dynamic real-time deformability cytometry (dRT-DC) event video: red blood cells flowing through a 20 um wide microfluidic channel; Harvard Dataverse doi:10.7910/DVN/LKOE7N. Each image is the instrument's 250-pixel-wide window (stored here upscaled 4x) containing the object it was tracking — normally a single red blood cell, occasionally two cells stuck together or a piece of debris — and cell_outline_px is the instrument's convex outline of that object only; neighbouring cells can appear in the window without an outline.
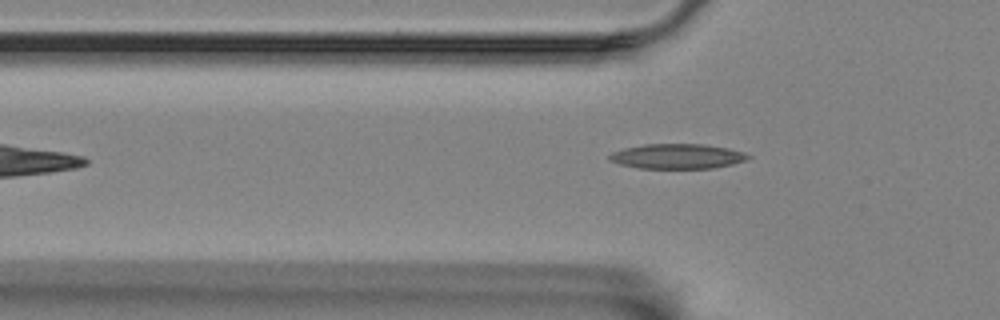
{"species": "Egyptian fruit bat (a non-hibernating species)", "species_latin": "Rousettus aegyptiacus", "temperature_condition": "room temperature", "stored_images_in_passage": 36, "camera_frame_rate_fps": 3000, "um_per_image_px": 0.085, "animal": {"sex": "female"}, "frame": {"image": 1, "passage_image": 2, "time_ms": 0.333, "image_size_px": [1000, 320], "cell_outline_px": [[752, 156], [748, 160], [732, 164], [712, 168], [640, 168], [620, 164], [608, 160], [608, 156], [612, 152], [624, 148], [644, 144], [704, 144], [728, 148], [744, 152]], "centroid_in_image_um": [57.58, 13.28], "position_along_channel_um": 68.2, "area_um2": 20.17}}
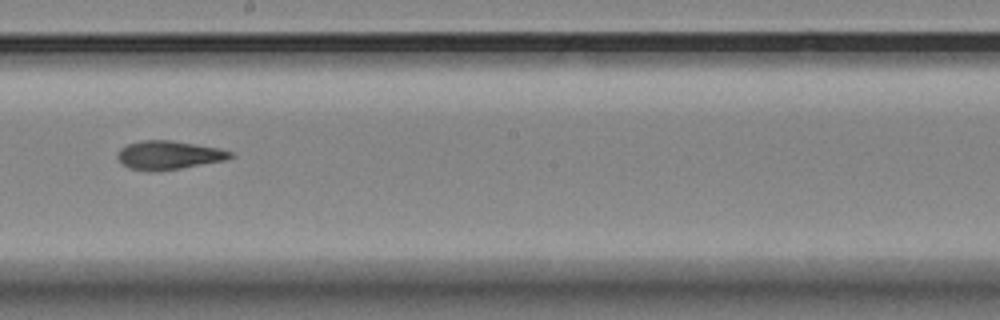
{"frame": {"image": 2, "passage_image": 16, "time_ms": 5.0, "image_size_px": [1000, 320], "cell_outline_px": [[236, 156], [224, 160], [180, 168], [152, 172], [148, 172], [128, 168], [116, 156], [120, 148], [128, 144], [144, 140], [172, 140], [220, 148], [232, 152]], "centroid_in_image_um": [14.34, 13.18], "position_along_channel_um": 233.9, "area_um2": 18.84}}
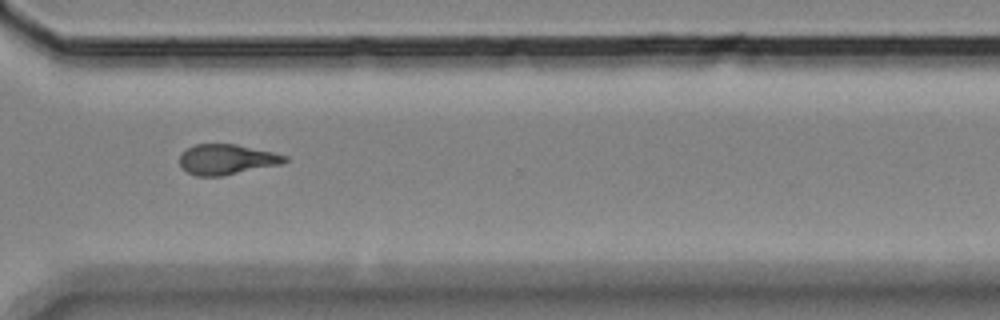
{"frame": {"image": 3, "passage_image": 26, "time_ms": 8.333, "image_size_px": [1000, 320], "cell_outline_px": [[288, 160], [280, 164], [220, 176], [196, 176], [188, 172], [180, 164], [180, 156], [188, 148], [196, 144], [236, 144], [272, 152], [288, 156]], "centroid_in_image_um": [19.27, 13.54], "position_along_channel_um": 351.3, "area_um2": 18.21}, "authors_computed_cell_mechanics": {"area_um2": 18.785, "velocity_mm_per_s": 3.5289, "shape_relaxation_time_tau1_ms": 6.657, "shape_relaxation_time_tau2_ms": 3.4646, "deformation_change_tau1": 0.1784, "deformation_change_tau2": 0.1161}}